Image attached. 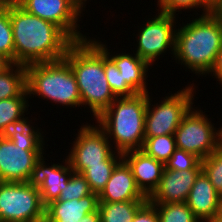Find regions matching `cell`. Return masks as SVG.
<instances>
[{
  "mask_svg": "<svg viewBox=\"0 0 222 222\" xmlns=\"http://www.w3.org/2000/svg\"><path fill=\"white\" fill-rule=\"evenodd\" d=\"M98 194L73 200H53L45 207V222H101Z\"/></svg>",
  "mask_w": 222,
  "mask_h": 222,
  "instance_id": "cell-13",
  "label": "cell"
},
{
  "mask_svg": "<svg viewBox=\"0 0 222 222\" xmlns=\"http://www.w3.org/2000/svg\"><path fill=\"white\" fill-rule=\"evenodd\" d=\"M156 1H157L156 4L157 7L155 8L156 10H159L167 15H172V16L177 15V18H180L178 14L179 12L180 14H182V10L185 11L184 13H186V10L187 12L194 11L193 16L195 12L196 16L199 15L202 16L213 13L216 6L211 0H156ZM197 11L200 12L201 14H198Z\"/></svg>",
  "mask_w": 222,
  "mask_h": 222,
  "instance_id": "cell-25",
  "label": "cell"
},
{
  "mask_svg": "<svg viewBox=\"0 0 222 222\" xmlns=\"http://www.w3.org/2000/svg\"><path fill=\"white\" fill-rule=\"evenodd\" d=\"M45 156L46 153L36 162L32 182L37 185L42 203L46 206L51 201L58 199L61 191L66 188L74 170L70 167L66 157L62 158L61 163H54L55 160H53L50 165Z\"/></svg>",
  "mask_w": 222,
  "mask_h": 222,
  "instance_id": "cell-14",
  "label": "cell"
},
{
  "mask_svg": "<svg viewBox=\"0 0 222 222\" xmlns=\"http://www.w3.org/2000/svg\"><path fill=\"white\" fill-rule=\"evenodd\" d=\"M212 222H222V198L220 199L218 205L216 217Z\"/></svg>",
  "mask_w": 222,
  "mask_h": 222,
  "instance_id": "cell-37",
  "label": "cell"
},
{
  "mask_svg": "<svg viewBox=\"0 0 222 222\" xmlns=\"http://www.w3.org/2000/svg\"><path fill=\"white\" fill-rule=\"evenodd\" d=\"M194 106L188 111L174 132L176 147L196 155L200 160L213 153L221 145L220 127L201 107ZM215 125V127H214Z\"/></svg>",
  "mask_w": 222,
  "mask_h": 222,
  "instance_id": "cell-9",
  "label": "cell"
},
{
  "mask_svg": "<svg viewBox=\"0 0 222 222\" xmlns=\"http://www.w3.org/2000/svg\"><path fill=\"white\" fill-rule=\"evenodd\" d=\"M207 75L210 77L212 76L211 79L212 78H214V80L217 79L216 83H217V81H219V83H217V84L220 85L219 87H222V48L219 51L218 55L216 56V60H215V63L213 65L212 69L210 70V72Z\"/></svg>",
  "mask_w": 222,
  "mask_h": 222,
  "instance_id": "cell-34",
  "label": "cell"
},
{
  "mask_svg": "<svg viewBox=\"0 0 222 222\" xmlns=\"http://www.w3.org/2000/svg\"><path fill=\"white\" fill-rule=\"evenodd\" d=\"M47 145L14 144L0 135V182H29L33 180L36 162L46 152Z\"/></svg>",
  "mask_w": 222,
  "mask_h": 222,
  "instance_id": "cell-11",
  "label": "cell"
},
{
  "mask_svg": "<svg viewBox=\"0 0 222 222\" xmlns=\"http://www.w3.org/2000/svg\"><path fill=\"white\" fill-rule=\"evenodd\" d=\"M215 5H217L221 0H211Z\"/></svg>",
  "mask_w": 222,
  "mask_h": 222,
  "instance_id": "cell-40",
  "label": "cell"
},
{
  "mask_svg": "<svg viewBox=\"0 0 222 222\" xmlns=\"http://www.w3.org/2000/svg\"><path fill=\"white\" fill-rule=\"evenodd\" d=\"M200 162L196 155L177 148L164 166L167 170L183 171L194 169Z\"/></svg>",
  "mask_w": 222,
  "mask_h": 222,
  "instance_id": "cell-32",
  "label": "cell"
},
{
  "mask_svg": "<svg viewBox=\"0 0 222 222\" xmlns=\"http://www.w3.org/2000/svg\"><path fill=\"white\" fill-rule=\"evenodd\" d=\"M93 41L106 53V55L115 63L116 67L119 69L123 79L126 81L127 85L136 93L144 94L150 93L148 87V76L150 69L152 67L144 60H142L136 53L123 52L117 53L108 49V45L105 41L99 40L97 37H92ZM127 52V53H126ZM149 71V72H148Z\"/></svg>",
  "mask_w": 222,
  "mask_h": 222,
  "instance_id": "cell-15",
  "label": "cell"
},
{
  "mask_svg": "<svg viewBox=\"0 0 222 222\" xmlns=\"http://www.w3.org/2000/svg\"><path fill=\"white\" fill-rule=\"evenodd\" d=\"M156 12L155 16L153 14V17L148 15V19L144 18L146 22L142 21L144 24L137 26L138 33L132 34L136 38V44H134L136 48L133 52L151 67L156 63L155 61L165 57L167 51L172 55L173 60L178 23L177 16L167 15L159 10Z\"/></svg>",
  "mask_w": 222,
  "mask_h": 222,
  "instance_id": "cell-7",
  "label": "cell"
},
{
  "mask_svg": "<svg viewBox=\"0 0 222 222\" xmlns=\"http://www.w3.org/2000/svg\"><path fill=\"white\" fill-rule=\"evenodd\" d=\"M9 13L16 64L64 59L74 41L59 26L29 14L14 0H9Z\"/></svg>",
  "mask_w": 222,
  "mask_h": 222,
  "instance_id": "cell-1",
  "label": "cell"
},
{
  "mask_svg": "<svg viewBox=\"0 0 222 222\" xmlns=\"http://www.w3.org/2000/svg\"><path fill=\"white\" fill-rule=\"evenodd\" d=\"M182 88L172 94L165 93L163 100L158 102L153 101V97L147 93L145 137L174 134L184 116L195 104L196 89L199 91L194 82Z\"/></svg>",
  "mask_w": 222,
  "mask_h": 222,
  "instance_id": "cell-6",
  "label": "cell"
},
{
  "mask_svg": "<svg viewBox=\"0 0 222 222\" xmlns=\"http://www.w3.org/2000/svg\"><path fill=\"white\" fill-rule=\"evenodd\" d=\"M220 125V134H221V145H222V125L219 123Z\"/></svg>",
  "mask_w": 222,
  "mask_h": 222,
  "instance_id": "cell-39",
  "label": "cell"
},
{
  "mask_svg": "<svg viewBox=\"0 0 222 222\" xmlns=\"http://www.w3.org/2000/svg\"><path fill=\"white\" fill-rule=\"evenodd\" d=\"M222 197L202 171L189 192L186 204L201 222H212Z\"/></svg>",
  "mask_w": 222,
  "mask_h": 222,
  "instance_id": "cell-19",
  "label": "cell"
},
{
  "mask_svg": "<svg viewBox=\"0 0 222 222\" xmlns=\"http://www.w3.org/2000/svg\"><path fill=\"white\" fill-rule=\"evenodd\" d=\"M64 59L76 78L82 107L95 120L117 98L105 76L104 51L89 37L74 41Z\"/></svg>",
  "mask_w": 222,
  "mask_h": 222,
  "instance_id": "cell-3",
  "label": "cell"
},
{
  "mask_svg": "<svg viewBox=\"0 0 222 222\" xmlns=\"http://www.w3.org/2000/svg\"><path fill=\"white\" fill-rule=\"evenodd\" d=\"M28 100L27 90L21 96L0 100V135H4L14 121L30 114Z\"/></svg>",
  "mask_w": 222,
  "mask_h": 222,
  "instance_id": "cell-23",
  "label": "cell"
},
{
  "mask_svg": "<svg viewBox=\"0 0 222 222\" xmlns=\"http://www.w3.org/2000/svg\"><path fill=\"white\" fill-rule=\"evenodd\" d=\"M26 90V65L13 63L0 73V100L21 96Z\"/></svg>",
  "mask_w": 222,
  "mask_h": 222,
  "instance_id": "cell-22",
  "label": "cell"
},
{
  "mask_svg": "<svg viewBox=\"0 0 222 222\" xmlns=\"http://www.w3.org/2000/svg\"><path fill=\"white\" fill-rule=\"evenodd\" d=\"M122 160V153L115 151L102 165H89L82 173L90 190L98 195L105 188L116 165Z\"/></svg>",
  "mask_w": 222,
  "mask_h": 222,
  "instance_id": "cell-24",
  "label": "cell"
},
{
  "mask_svg": "<svg viewBox=\"0 0 222 222\" xmlns=\"http://www.w3.org/2000/svg\"><path fill=\"white\" fill-rule=\"evenodd\" d=\"M98 198L99 202L148 200L138 188L130 167L123 159L114 168L110 179Z\"/></svg>",
  "mask_w": 222,
  "mask_h": 222,
  "instance_id": "cell-18",
  "label": "cell"
},
{
  "mask_svg": "<svg viewBox=\"0 0 222 222\" xmlns=\"http://www.w3.org/2000/svg\"><path fill=\"white\" fill-rule=\"evenodd\" d=\"M25 115L21 119L14 121L8 131L4 134L14 144L21 145H46L47 141L44 140V131L38 125L35 126L33 120H39L37 118H31ZM35 126V127H34Z\"/></svg>",
  "mask_w": 222,
  "mask_h": 222,
  "instance_id": "cell-20",
  "label": "cell"
},
{
  "mask_svg": "<svg viewBox=\"0 0 222 222\" xmlns=\"http://www.w3.org/2000/svg\"><path fill=\"white\" fill-rule=\"evenodd\" d=\"M152 204L157 209L159 222H201L186 202Z\"/></svg>",
  "mask_w": 222,
  "mask_h": 222,
  "instance_id": "cell-27",
  "label": "cell"
},
{
  "mask_svg": "<svg viewBox=\"0 0 222 222\" xmlns=\"http://www.w3.org/2000/svg\"><path fill=\"white\" fill-rule=\"evenodd\" d=\"M45 207L32 181L0 182V222H45Z\"/></svg>",
  "mask_w": 222,
  "mask_h": 222,
  "instance_id": "cell-8",
  "label": "cell"
},
{
  "mask_svg": "<svg viewBox=\"0 0 222 222\" xmlns=\"http://www.w3.org/2000/svg\"><path fill=\"white\" fill-rule=\"evenodd\" d=\"M192 17L177 24L174 60L196 78H205L222 48V21L214 12Z\"/></svg>",
  "mask_w": 222,
  "mask_h": 222,
  "instance_id": "cell-2",
  "label": "cell"
},
{
  "mask_svg": "<svg viewBox=\"0 0 222 222\" xmlns=\"http://www.w3.org/2000/svg\"><path fill=\"white\" fill-rule=\"evenodd\" d=\"M85 123V124H84ZM72 141L66 159L76 173L82 174L89 165H102L114 152L105 132L98 126L84 122Z\"/></svg>",
  "mask_w": 222,
  "mask_h": 222,
  "instance_id": "cell-10",
  "label": "cell"
},
{
  "mask_svg": "<svg viewBox=\"0 0 222 222\" xmlns=\"http://www.w3.org/2000/svg\"><path fill=\"white\" fill-rule=\"evenodd\" d=\"M122 159L130 167L138 188L149 198L160 183L164 164L142 150L127 151L122 154Z\"/></svg>",
  "mask_w": 222,
  "mask_h": 222,
  "instance_id": "cell-17",
  "label": "cell"
},
{
  "mask_svg": "<svg viewBox=\"0 0 222 222\" xmlns=\"http://www.w3.org/2000/svg\"><path fill=\"white\" fill-rule=\"evenodd\" d=\"M147 200L124 202H99L98 211L101 222H132L137 210Z\"/></svg>",
  "mask_w": 222,
  "mask_h": 222,
  "instance_id": "cell-21",
  "label": "cell"
},
{
  "mask_svg": "<svg viewBox=\"0 0 222 222\" xmlns=\"http://www.w3.org/2000/svg\"><path fill=\"white\" fill-rule=\"evenodd\" d=\"M75 9L83 16V12L86 11L87 2L89 4V1L91 0H68Z\"/></svg>",
  "mask_w": 222,
  "mask_h": 222,
  "instance_id": "cell-35",
  "label": "cell"
},
{
  "mask_svg": "<svg viewBox=\"0 0 222 222\" xmlns=\"http://www.w3.org/2000/svg\"><path fill=\"white\" fill-rule=\"evenodd\" d=\"M13 63L3 54L0 53V73L5 71Z\"/></svg>",
  "mask_w": 222,
  "mask_h": 222,
  "instance_id": "cell-36",
  "label": "cell"
},
{
  "mask_svg": "<svg viewBox=\"0 0 222 222\" xmlns=\"http://www.w3.org/2000/svg\"><path fill=\"white\" fill-rule=\"evenodd\" d=\"M29 14L50 21L59 26L73 41L89 38L80 30L82 15L68 0H14ZM83 32V33H82Z\"/></svg>",
  "mask_w": 222,
  "mask_h": 222,
  "instance_id": "cell-12",
  "label": "cell"
},
{
  "mask_svg": "<svg viewBox=\"0 0 222 222\" xmlns=\"http://www.w3.org/2000/svg\"><path fill=\"white\" fill-rule=\"evenodd\" d=\"M201 172V162L192 170L175 171L164 168L160 183L148 200L151 203L186 202Z\"/></svg>",
  "mask_w": 222,
  "mask_h": 222,
  "instance_id": "cell-16",
  "label": "cell"
},
{
  "mask_svg": "<svg viewBox=\"0 0 222 222\" xmlns=\"http://www.w3.org/2000/svg\"><path fill=\"white\" fill-rule=\"evenodd\" d=\"M0 53L15 63L13 30L10 21L9 0H0Z\"/></svg>",
  "mask_w": 222,
  "mask_h": 222,
  "instance_id": "cell-28",
  "label": "cell"
},
{
  "mask_svg": "<svg viewBox=\"0 0 222 222\" xmlns=\"http://www.w3.org/2000/svg\"><path fill=\"white\" fill-rule=\"evenodd\" d=\"M214 13L221 19L222 21V0L215 6Z\"/></svg>",
  "mask_w": 222,
  "mask_h": 222,
  "instance_id": "cell-38",
  "label": "cell"
},
{
  "mask_svg": "<svg viewBox=\"0 0 222 222\" xmlns=\"http://www.w3.org/2000/svg\"><path fill=\"white\" fill-rule=\"evenodd\" d=\"M177 149L174 134L145 137L141 150L148 156L165 164Z\"/></svg>",
  "mask_w": 222,
  "mask_h": 222,
  "instance_id": "cell-26",
  "label": "cell"
},
{
  "mask_svg": "<svg viewBox=\"0 0 222 222\" xmlns=\"http://www.w3.org/2000/svg\"><path fill=\"white\" fill-rule=\"evenodd\" d=\"M202 171L212 183L216 192L222 197V145L201 160Z\"/></svg>",
  "mask_w": 222,
  "mask_h": 222,
  "instance_id": "cell-30",
  "label": "cell"
},
{
  "mask_svg": "<svg viewBox=\"0 0 222 222\" xmlns=\"http://www.w3.org/2000/svg\"><path fill=\"white\" fill-rule=\"evenodd\" d=\"M104 72L107 82L117 98L137 95L126 83L115 63L104 52Z\"/></svg>",
  "mask_w": 222,
  "mask_h": 222,
  "instance_id": "cell-29",
  "label": "cell"
},
{
  "mask_svg": "<svg viewBox=\"0 0 222 222\" xmlns=\"http://www.w3.org/2000/svg\"><path fill=\"white\" fill-rule=\"evenodd\" d=\"M132 222H159L154 204L147 200L136 212Z\"/></svg>",
  "mask_w": 222,
  "mask_h": 222,
  "instance_id": "cell-33",
  "label": "cell"
},
{
  "mask_svg": "<svg viewBox=\"0 0 222 222\" xmlns=\"http://www.w3.org/2000/svg\"><path fill=\"white\" fill-rule=\"evenodd\" d=\"M26 89L30 99L35 96L57 107L82 109L76 78L65 59L26 65Z\"/></svg>",
  "mask_w": 222,
  "mask_h": 222,
  "instance_id": "cell-5",
  "label": "cell"
},
{
  "mask_svg": "<svg viewBox=\"0 0 222 222\" xmlns=\"http://www.w3.org/2000/svg\"><path fill=\"white\" fill-rule=\"evenodd\" d=\"M146 110L147 93L116 98L94 121L105 132L113 149L123 154L141 150Z\"/></svg>",
  "mask_w": 222,
  "mask_h": 222,
  "instance_id": "cell-4",
  "label": "cell"
},
{
  "mask_svg": "<svg viewBox=\"0 0 222 222\" xmlns=\"http://www.w3.org/2000/svg\"><path fill=\"white\" fill-rule=\"evenodd\" d=\"M92 191L90 190L89 184L85 177L80 174L73 172L71 177L67 182V186L63 189L56 200H73L80 199L87 195H90Z\"/></svg>",
  "mask_w": 222,
  "mask_h": 222,
  "instance_id": "cell-31",
  "label": "cell"
}]
</instances>
